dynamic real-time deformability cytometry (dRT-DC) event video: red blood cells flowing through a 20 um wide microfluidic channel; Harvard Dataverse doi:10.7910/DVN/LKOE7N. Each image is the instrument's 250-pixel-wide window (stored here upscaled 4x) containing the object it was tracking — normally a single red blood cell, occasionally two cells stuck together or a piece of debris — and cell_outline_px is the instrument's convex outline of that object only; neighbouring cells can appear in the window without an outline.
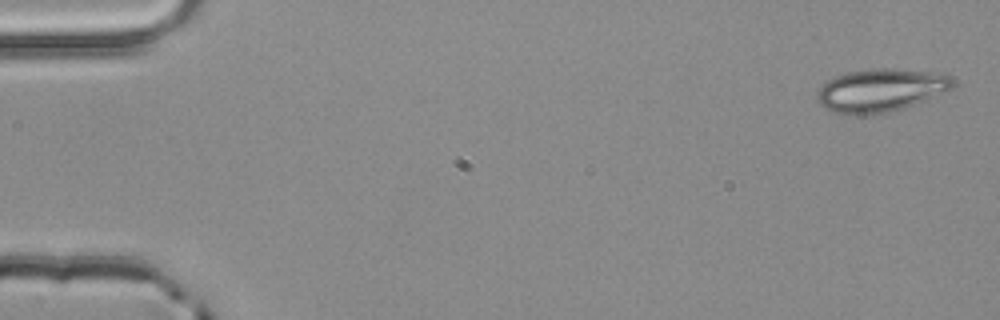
{"species": "common noctule bat (a hibernating species)", "species_latin": "Nyctalus noctula", "temperature_condition": "room temperature", "stored_images_in_passage": 4, "camera_frame_rate_fps": 3000, "um_per_image_px": 0.085, "animal": {"sex": "male", "body_mass_g": 20.4}, "frame": {"image": 1, "passage_image": 1, "time_ms": 0.0, "image_size_px": [1000, 320], "cell_outline_px": [[956, 84], [952, 88], [924, 100], [904, 108], [888, 112], [852, 116], [832, 112], [824, 108], [816, 100], [816, 92], [828, 80], [836, 76], [848, 72], [872, 68], [892, 68], [928, 72], [952, 76], [956, 80]], "centroid_in_image_um": [74.82, 7.68], "position_along_channel_um": 10.2, "area_um2": 34.1}}